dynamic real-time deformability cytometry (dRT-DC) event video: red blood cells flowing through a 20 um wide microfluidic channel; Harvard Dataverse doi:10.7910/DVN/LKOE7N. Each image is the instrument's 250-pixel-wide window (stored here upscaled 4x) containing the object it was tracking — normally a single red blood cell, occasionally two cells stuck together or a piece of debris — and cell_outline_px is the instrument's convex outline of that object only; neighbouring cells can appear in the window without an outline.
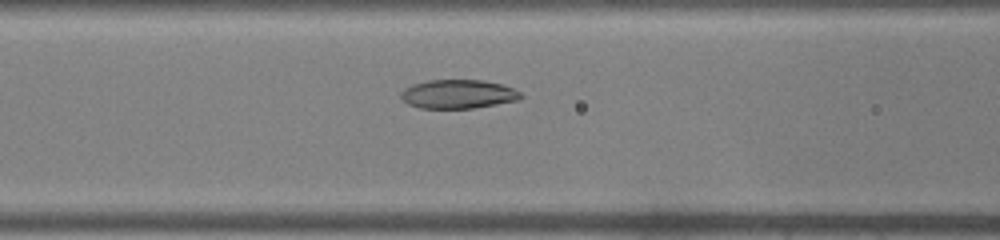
{"species": "common noctule bat (a hibernating species)", "species_latin": "Nyctalus noctula", "temperature_condition": "warm", "stored_images_in_passage": 38, "camera_frame_rate_fps": 3000, "um_per_image_px": 0.085, "animal": {"sex": "male", "body_mass_g": 19.0, "forearm_length_mm": 50.8}, "frame": {"image": 1, "passage_image": 13, "time_ms": 4.0, "image_size_px": [1000, 240], "cell_outline_px": [[524, 96], [520, 100], [472, 108], [420, 108], [408, 104], [400, 96], [400, 92], [404, 88], [412, 84], [428, 80], [484, 80], [504, 84], [520, 92]], "centroid_in_image_um": [38.95, 7.99], "position_along_channel_um": 127.6, "area_um2": 20.29}}
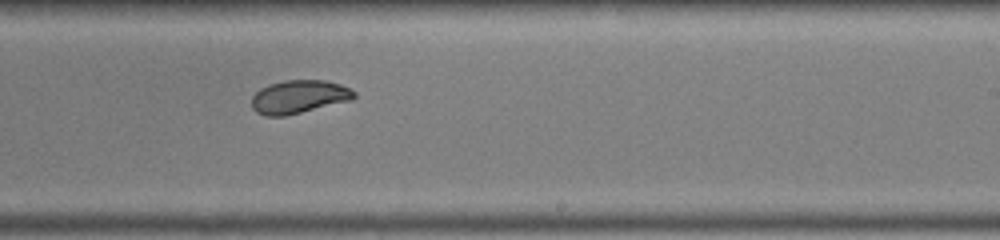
{"frame": {"image": 2, "passage_image": 22, "time_ms": 7.0, "image_size_px": [1000, 240], "cell_outline_px": [[356, 96], [352, 100], [284, 116], [264, 116], [256, 112], [252, 108], [252, 96], [260, 88], [268, 84], [284, 80], [324, 80], [340, 84], [356, 92]], "centroid_in_image_um": [25.39, 8.22], "position_along_channel_um": 263.6, "area_um2": 19.88}}
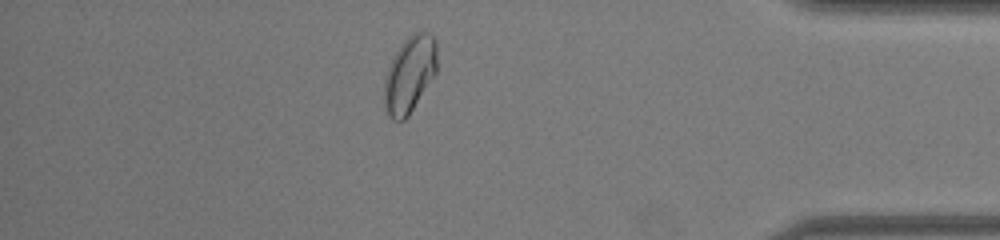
{"frame": {"image": 3, "passage_image": 33, "time_ms": 10.667, "image_size_px": [1000, 240], "cell_outline_px": [[436, 72], [408, 116], [404, 120], [392, 120], [384, 112], [384, 80], [392, 56], [404, 40], [412, 32], [428, 32], [436, 40]], "centroid_in_image_um": [34.78, 6.32], "position_along_channel_um": 400.4, "area_um2": 23.58}}